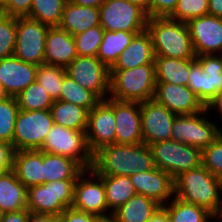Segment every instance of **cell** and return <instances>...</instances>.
Returning a JSON list of instances; mask_svg holds the SVG:
<instances>
[{
    "label": "cell",
    "mask_w": 222,
    "mask_h": 222,
    "mask_svg": "<svg viewBox=\"0 0 222 222\" xmlns=\"http://www.w3.org/2000/svg\"><path fill=\"white\" fill-rule=\"evenodd\" d=\"M156 168L149 146L145 143L110 144L93 154L92 170L98 175L131 176Z\"/></svg>",
    "instance_id": "6da1fadb"
},
{
    "label": "cell",
    "mask_w": 222,
    "mask_h": 222,
    "mask_svg": "<svg viewBox=\"0 0 222 222\" xmlns=\"http://www.w3.org/2000/svg\"><path fill=\"white\" fill-rule=\"evenodd\" d=\"M222 180L202 164L181 173L174 179V196L186 203L206 209L216 219L222 220ZM218 217V218H217Z\"/></svg>",
    "instance_id": "7a4b0ae2"
},
{
    "label": "cell",
    "mask_w": 222,
    "mask_h": 222,
    "mask_svg": "<svg viewBox=\"0 0 222 222\" xmlns=\"http://www.w3.org/2000/svg\"><path fill=\"white\" fill-rule=\"evenodd\" d=\"M146 30L152 37L155 56L196 59L186 23L169 17H149Z\"/></svg>",
    "instance_id": "3957f363"
},
{
    "label": "cell",
    "mask_w": 222,
    "mask_h": 222,
    "mask_svg": "<svg viewBox=\"0 0 222 222\" xmlns=\"http://www.w3.org/2000/svg\"><path fill=\"white\" fill-rule=\"evenodd\" d=\"M155 88V64L132 69H110V98L142 103L154 99Z\"/></svg>",
    "instance_id": "277c9868"
},
{
    "label": "cell",
    "mask_w": 222,
    "mask_h": 222,
    "mask_svg": "<svg viewBox=\"0 0 222 222\" xmlns=\"http://www.w3.org/2000/svg\"><path fill=\"white\" fill-rule=\"evenodd\" d=\"M76 180H58L27 189V210L38 214L60 215L72 207Z\"/></svg>",
    "instance_id": "5b68a950"
},
{
    "label": "cell",
    "mask_w": 222,
    "mask_h": 222,
    "mask_svg": "<svg viewBox=\"0 0 222 222\" xmlns=\"http://www.w3.org/2000/svg\"><path fill=\"white\" fill-rule=\"evenodd\" d=\"M155 166L173 179L202 164V150L176 140L159 141L148 145Z\"/></svg>",
    "instance_id": "8992f818"
},
{
    "label": "cell",
    "mask_w": 222,
    "mask_h": 222,
    "mask_svg": "<svg viewBox=\"0 0 222 222\" xmlns=\"http://www.w3.org/2000/svg\"><path fill=\"white\" fill-rule=\"evenodd\" d=\"M75 160L84 170L91 169L93 153L90 151L86 131H76L54 124L40 149Z\"/></svg>",
    "instance_id": "52a82bcc"
},
{
    "label": "cell",
    "mask_w": 222,
    "mask_h": 222,
    "mask_svg": "<svg viewBox=\"0 0 222 222\" xmlns=\"http://www.w3.org/2000/svg\"><path fill=\"white\" fill-rule=\"evenodd\" d=\"M187 86L206 107L222 90V55L196 56L190 64Z\"/></svg>",
    "instance_id": "ba28073f"
},
{
    "label": "cell",
    "mask_w": 222,
    "mask_h": 222,
    "mask_svg": "<svg viewBox=\"0 0 222 222\" xmlns=\"http://www.w3.org/2000/svg\"><path fill=\"white\" fill-rule=\"evenodd\" d=\"M54 125L51 110H19L13 134V150H40Z\"/></svg>",
    "instance_id": "9c48e42d"
},
{
    "label": "cell",
    "mask_w": 222,
    "mask_h": 222,
    "mask_svg": "<svg viewBox=\"0 0 222 222\" xmlns=\"http://www.w3.org/2000/svg\"><path fill=\"white\" fill-rule=\"evenodd\" d=\"M208 110L190 114L176 115L172 125L171 140L196 147L200 150L208 147L222 133L220 128L207 119ZM206 113V114H205Z\"/></svg>",
    "instance_id": "30bf717a"
},
{
    "label": "cell",
    "mask_w": 222,
    "mask_h": 222,
    "mask_svg": "<svg viewBox=\"0 0 222 222\" xmlns=\"http://www.w3.org/2000/svg\"><path fill=\"white\" fill-rule=\"evenodd\" d=\"M100 25L107 31L142 32L148 16L138 5L127 0H106L99 7Z\"/></svg>",
    "instance_id": "8fae6325"
},
{
    "label": "cell",
    "mask_w": 222,
    "mask_h": 222,
    "mask_svg": "<svg viewBox=\"0 0 222 222\" xmlns=\"http://www.w3.org/2000/svg\"><path fill=\"white\" fill-rule=\"evenodd\" d=\"M66 74L80 86L105 100L110 92V69L97 57L77 56L66 68Z\"/></svg>",
    "instance_id": "7c38bea8"
},
{
    "label": "cell",
    "mask_w": 222,
    "mask_h": 222,
    "mask_svg": "<svg viewBox=\"0 0 222 222\" xmlns=\"http://www.w3.org/2000/svg\"><path fill=\"white\" fill-rule=\"evenodd\" d=\"M50 27L29 17H17L14 56L37 66L44 64L46 35Z\"/></svg>",
    "instance_id": "4fadbf2b"
},
{
    "label": "cell",
    "mask_w": 222,
    "mask_h": 222,
    "mask_svg": "<svg viewBox=\"0 0 222 222\" xmlns=\"http://www.w3.org/2000/svg\"><path fill=\"white\" fill-rule=\"evenodd\" d=\"M90 175L93 177L91 178ZM87 176L90 177L87 178ZM72 207L98 218L111 216V214H108L110 210L108 209L106 201V191L103 180L92 169H85L76 179Z\"/></svg>",
    "instance_id": "5bb4252c"
},
{
    "label": "cell",
    "mask_w": 222,
    "mask_h": 222,
    "mask_svg": "<svg viewBox=\"0 0 222 222\" xmlns=\"http://www.w3.org/2000/svg\"><path fill=\"white\" fill-rule=\"evenodd\" d=\"M115 130L113 98L108 97L88 112L86 138L90 151L94 154L106 145L115 144Z\"/></svg>",
    "instance_id": "9a60e30c"
},
{
    "label": "cell",
    "mask_w": 222,
    "mask_h": 222,
    "mask_svg": "<svg viewBox=\"0 0 222 222\" xmlns=\"http://www.w3.org/2000/svg\"><path fill=\"white\" fill-rule=\"evenodd\" d=\"M140 109L143 142L150 145L171 140L176 115L155 99L142 102Z\"/></svg>",
    "instance_id": "2e32d148"
},
{
    "label": "cell",
    "mask_w": 222,
    "mask_h": 222,
    "mask_svg": "<svg viewBox=\"0 0 222 222\" xmlns=\"http://www.w3.org/2000/svg\"><path fill=\"white\" fill-rule=\"evenodd\" d=\"M186 24L196 56L222 54V18L205 15Z\"/></svg>",
    "instance_id": "e0dca14e"
},
{
    "label": "cell",
    "mask_w": 222,
    "mask_h": 222,
    "mask_svg": "<svg viewBox=\"0 0 222 222\" xmlns=\"http://www.w3.org/2000/svg\"><path fill=\"white\" fill-rule=\"evenodd\" d=\"M141 103L113 99L115 116V144L131 145L143 142Z\"/></svg>",
    "instance_id": "ac0fdd59"
},
{
    "label": "cell",
    "mask_w": 222,
    "mask_h": 222,
    "mask_svg": "<svg viewBox=\"0 0 222 222\" xmlns=\"http://www.w3.org/2000/svg\"><path fill=\"white\" fill-rule=\"evenodd\" d=\"M154 99L175 115H190L205 109L188 86L156 83Z\"/></svg>",
    "instance_id": "d6986e66"
},
{
    "label": "cell",
    "mask_w": 222,
    "mask_h": 222,
    "mask_svg": "<svg viewBox=\"0 0 222 222\" xmlns=\"http://www.w3.org/2000/svg\"><path fill=\"white\" fill-rule=\"evenodd\" d=\"M38 66L10 56L0 60V84L8 97H17L36 81Z\"/></svg>",
    "instance_id": "ffe728a7"
},
{
    "label": "cell",
    "mask_w": 222,
    "mask_h": 222,
    "mask_svg": "<svg viewBox=\"0 0 222 222\" xmlns=\"http://www.w3.org/2000/svg\"><path fill=\"white\" fill-rule=\"evenodd\" d=\"M130 179L137 194L152 198L161 206L174 196V179L157 167L147 172H137Z\"/></svg>",
    "instance_id": "44dd1931"
},
{
    "label": "cell",
    "mask_w": 222,
    "mask_h": 222,
    "mask_svg": "<svg viewBox=\"0 0 222 222\" xmlns=\"http://www.w3.org/2000/svg\"><path fill=\"white\" fill-rule=\"evenodd\" d=\"M72 35L58 27H50L46 35L44 64L66 68L76 57Z\"/></svg>",
    "instance_id": "7402d4cb"
},
{
    "label": "cell",
    "mask_w": 222,
    "mask_h": 222,
    "mask_svg": "<svg viewBox=\"0 0 222 222\" xmlns=\"http://www.w3.org/2000/svg\"><path fill=\"white\" fill-rule=\"evenodd\" d=\"M154 61L152 37L147 30H144L133 37L110 69H132L145 64H154Z\"/></svg>",
    "instance_id": "603a6c76"
},
{
    "label": "cell",
    "mask_w": 222,
    "mask_h": 222,
    "mask_svg": "<svg viewBox=\"0 0 222 222\" xmlns=\"http://www.w3.org/2000/svg\"><path fill=\"white\" fill-rule=\"evenodd\" d=\"M12 170L17 179L28 189L45 184L43 175V152L41 150H18L13 152Z\"/></svg>",
    "instance_id": "cb8c5ba5"
},
{
    "label": "cell",
    "mask_w": 222,
    "mask_h": 222,
    "mask_svg": "<svg viewBox=\"0 0 222 222\" xmlns=\"http://www.w3.org/2000/svg\"><path fill=\"white\" fill-rule=\"evenodd\" d=\"M100 25L99 8L79 6L67 0L59 27L75 36Z\"/></svg>",
    "instance_id": "d4e9b609"
},
{
    "label": "cell",
    "mask_w": 222,
    "mask_h": 222,
    "mask_svg": "<svg viewBox=\"0 0 222 222\" xmlns=\"http://www.w3.org/2000/svg\"><path fill=\"white\" fill-rule=\"evenodd\" d=\"M27 188L17 179L15 172L0 174V211L2 214L27 209Z\"/></svg>",
    "instance_id": "484cf974"
},
{
    "label": "cell",
    "mask_w": 222,
    "mask_h": 222,
    "mask_svg": "<svg viewBox=\"0 0 222 222\" xmlns=\"http://www.w3.org/2000/svg\"><path fill=\"white\" fill-rule=\"evenodd\" d=\"M161 207L154 199L136 194L116 209L112 217L116 222H148Z\"/></svg>",
    "instance_id": "4316f807"
},
{
    "label": "cell",
    "mask_w": 222,
    "mask_h": 222,
    "mask_svg": "<svg viewBox=\"0 0 222 222\" xmlns=\"http://www.w3.org/2000/svg\"><path fill=\"white\" fill-rule=\"evenodd\" d=\"M194 60L155 56L156 83H172L187 86L190 64Z\"/></svg>",
    "instance_id": "83f0119b"
},
{
    "label": "cell",
    "mask_w": 222,
    "mask_h": 222,
    "mask_svg": "<svg viewBox=\"0 0 222 222\" xmlns=\"http://www.w3.org/2000/svg\"><path fill=\"white\" fill-rule=\"evenodd\" d=\"M84 169L73 159L43 152V177L45 183L58 180H76Z\"/></svg>",
    "instance_id": "f1b7e54d"
},
{
    "label": "cell",
    "mask_w": 222,
    "mask_h": 222,
    "mask_svg": "<svg viewBox=\"0 0 222 222\" xmlns=\"http://www.w3.org/2000/svg\"><path fill=\"white\" fill-rule=\"evenodd\" d=\"M54 124L76 131H86L88 111L67 101L56 100L51 106Z\"/></svg>",
    "instance_id": "f546056e"
},
{
    "label": "cell",
    "mask_w": 222,
    "mask_h": 222,
    "mask_svg": "<svg viewBox=\"0 0 222 222\" xmlns=\"http://www.w3.org/2000/svg\"><path fill=\"white\" fill-rule=\"evenodd\" d=\"M138 33L140 32L104 30L103 40L97 52V58L110 69L118 59V56Z\"/></svg>",
    "instance_id": "4dcf8cb0"
},
{
    "label": "cell",
    "mask_w": 222,
    "mask_h": 222,
    "mask_svg": "<svg viewBox=\"0 0 222 222\" xmlns=\"http://www.w3.org/2000/svg\"><path fill=\"white\" fill-rule=\"evenodd\" d=\"M106 191L108 209L113 212L137 194L129 176L99 175Z\"/></svg>",
    "instance_id": "1f68e13d"
},
{
    "label": "cell",
    "mask_w": 222,
    "mask_h": 222,
    "mask_svg": "<svg viewBox=\"0 0 222 222\" xmlns=\"http://www.w3.org/2000/svg\"><path fill=\"white\" fill-rule=\"evenodd\" d=\"M171 201V202H170ZM169 203L162 205L171 222H209L215 217L196 204L186 203L173 196Z\"/></svg>",
    "instance_id": "d6a6232c"
},
{
    "label": "cell",
    "mask_w": 222,
    "mask_h": 222,
    "mask_svg": "<svg viewBox=\"0 0 222 222\" xmlns=\"http://www.w3.org/2000/svg\"><path fill=\"white\" fill-rule=\"evenodd\" d=\"M67 0H32L29 18L35 19L48 27L60 25Z\"/></svg>",
    "instance_id": "836d02e7"
},
{
    "label": "cell",
    "mask_w": 222,
    "mask_h": 222,
    "mask_svg": "<svg viewBox=\"0 0 222 222\" xmlns=\"http://www.w3.org/2000/svg\"><path fill=\"white\" fill-rule=\"evenodd\" d=\"M58 100L81 106L88 112L101 101L93 92L80 86L68 75L64 77Z\"/></svg>",
    "instance_id": "e575fe53"
},
{
    "label": "cell",
    "mask_w": 222,
    "mask_h": 222,
    "mask_svg": "<svg viewBox=\"0 0 222 222\" xmlns=\"http://www.w3.org/2000/svg\"><path fill=\"white\" fill-rule=\"evenodd\" d=\"M65 68L61 66L41 64L37 68L36 82L49 94L53 101L58 100L64 77Z\"/></svg>",
    "instance_id": "d590c367"
},
{
    "label": "cell",
    "mask_w": 222,
    "mask_h": 222,
    "mask_svg": "<svg viewBox=\"0 0 222 222\" xmlns=\"http://www.w3.org/2000/svg\"><path fill=\"white\" fill-rule=\"evenodd\" d=\"M16 99L19 109L25 111L50 110L54 102L36 81L24 89Z\"/></svg>",
    "instance_id": "8d00e7d4"
},
{
    "label": "cell",
    "mask_w": 222,
    "mask_h": 222,
    "mask_svg": "<svg viewBox=\"0 0 222 222\" xmlns=\"http://www.w3.org/2000/svg\"><path fill=\"white\" fill-rule=\"evenodd\" d=\"M16 97H7L0 100V142L12 145L17 114L19 112Z\"/></svg>",
    "instance_id": "74e56055"
},
{
    "label": "cell",
    "mask_w": 222,
    "mask_h": 222,
    "mask_svg": "<svg viewBox=\"0 0 222 222\" xmlns=\"http://www.w3.org/2000/svg\"><path fill=\"white\" fill-rule=\"evenodd\" d=\"M103 35L104 29L101 25H98L73 36L77 55L97 57V52L103 40Z\"/></svg>",
    "instance_id": "f35d334b"
},
{
    "label": "cell",
    "mask_w": 222,
    "mask_h": 222,
    "mask_svg": "<svg viewBox=\"0 0 222 222\" xmlns=\"http://www.w3.org/2000/svg\"><path fill=\"white\" fill-rule=\"evenodd\" d=\"M17 17L0 13V60L14 55Z\"/></svg>",
    "instance_id": "ab89813d"
},
{
    "label": "cell",
    "mask_w": 222,
    "mask_h": 222,
    "mask_svg": "<svg viewBox=\"0 0 222 222\" xmlns=\"http://www.w3.org/2000/svg\"><path fill=\"white\" fill-rule=\"evenodd\" d=\"M205 15H209L208 0H178L177 6L169 18L187 23Z\"/></svg>",
    "instance_id": "60d3db41"
},
{
    "label": "cell",
    "mask_w": 222,
    "mask_h": 222,
    "mask_svg": "<svg viewBox=\"0 0 222 222\" xmlns=\"http://www.w3.org/2000/svg\"><path fill=\"white\" fill-rule=\"evenodd\" d=\"M202 165L222 180V133L202 150Z\"/></svg>",
    "instance_id": "b9f144b4"
},
{
    "label": "cell",
    "mask_w": 222,
    "mask_h": 222,
    "mask_svg": "<svg viewBox=\"0 0 222 222\" xmlns=\"http://www.w3.org/2000/svg\"><path fill=\"white\" fill-rule=\"evenodd\" d=\"M32 0H6L0 12L13 17H27L30 14Z\"/></svg>",
    "instance_id": "7bdbcfd3"
},
{
    "label": "cell",
    "mask_w": 222,
    "mask_h": 222,
    "mask_svg": "<svg viewBox=\"0 0 222 222\" xmlns=\"http://www.w3.org/2000/svg\"><path fill=\"white\" fill-rule=\"evenodd\" d=\"M177 4L178 0H150V17H169Z\"/></svg>",
    "instance_id": "ee69618b"
},
{
    "label": "cell",
    "mask_w": 222,
    "mask_h": 222,
    "mask_svg": "<svg viewBox=\"0 0 222 222\" xmlns=\"http://www.w3.org/2000/svg\"><path fill=\"white\" fill-rule=\"evenodd\" d=\"M98 219V217L92 214L75 209L73 207L65 209L59 215V222H96Z\"/></svg>",
    "instance_id": "f6af8a7d"
},
{
    "label": "cell",
    "mask_w": 222,
    "mask_h": 222,
    "mask_svg": "<svg viewBox=\"0 0 222 222\" xmlns=\"http://www.w3.org/2000/svg\"><path fill=\"white\" fill-rule=\"evenodd\" d=\"M13 152L12 145L0 142V174L12 169Z\"/></svg>",
    "instance_id": "bcb514c9"
},
{
    "label": "cell",
    "mask_w": 222,
    "mask_h": 222,
    "mask_svg": "<svg viewBox=\"0 0 222 222\" xmlns=\"http://www.w3.org/2000/svg\"><path fill=\"white\" fill-rule=\"evenodd\" d=\"M30 212L27 209L4 213L0 222H28Z\"/></svg>",
    "instance_id": "7dc6e473"
},
{
    "label": "cell",
    "mask_w": 222,
    "mask_h": 222,
    "mask_svg": "<svg viewBox=\"0 0 222 222\" xmlns=\"http://www.w3.org/2000/svg\"><path fill=\"white\" fill-rule=\"evenodd\" d=\"M28 222H59L58 215L38 214L30 212Z\"/></svg>",
    "instance_id": "c3c4849f"
},
{
    "label": "cell",
    "mask_w": 222,
    "mask_h": 222,
    "mask_svg": "<svg viewBox=\"0 0 222 222\" xmlns=\"http://www.w3.org/2000/svg\"><path fill=\"white\" fill-rule=\"evenodd\" d=\"M209 15L222 18V0H208Z\"/></svg>",
    "instance_id": "681fc988"
},
{
    "label": "cell",
    "mask_w": 222,
    "mask_h": 222,
    "mask_svg": "<svg viewBox=\"0 0 222 222\" xmlns=\"http://www.w3.org/2000/svg\"><path fill=\"white\" fill-rule=\"evenodd\" d=\"M208 111L210 109L219 111L222 117V90L219 91L211 102L205 107Z\"/></svg>",
    "instance_id": "f907efd6"
},
{
    "label": "cell",
    "mask_w": 222,
    "mask_h": 222,
    "mask_svg": "<svg viewBox=\"0 0 222 222\" xmlns=\"http://www.w3.org/2000/svg\"><path fill=\"white\" fill-rule=\"evenodd\" d=\"M148 222H171L166 211L161 207Z\"/></svg>",
    "instance_id": "816d5d0a"
},
{
    "label": "cell",
    "mask_w": 222,
    "mask_h": 222,
    "mask_svg": "<svg viewBox=\"0 0 222 222\" xmlns=\"http://www.w3.org/2000/svg\"><path fill=\"white\" fill-rule=\"evenodd\" d=\"M79 6H89L99 8L106 0H70Z\"/></svg>",
    "instance_id": "f5cc1de1"
},
{
    "label": "cell",
    "mask_w": 222,
    "mask_h": 222,
    "mask_svg": "<svg viewBox=\"0 0 222 222\" xmlns=\"http://www.w3.org/2000/svg\"><path fill=\"white\" fill-rule=\"evenodd\" d=\"M133 4L138 5L141 9H143L148 18L150 17V0H127Z\"/></svg>",
    "instance_id": "db71d44e"
},
{
    "label": "cell",
    "mask_w": 222,
    "mask_h": 222,
    "mask_svg": "<svg viewBox=\"0 0 222 222\" xmlns=\"http://www.w3.org/2000/svg\"><path fill=\"white\" fill-rule=\"evenodd\" d=\"M96 222H116L112 216L99 218Z\"/></svg>",
    "instance_id": "11a10c76"
},
{
    "label": "cell",
    "mask_w": 222,
    "mask_h": 222,
    "mask_svg": "<svg viewBox=\"0 0 222 222\" xmlns=\"http://www.w3.org/2000/svg\"><path fill=\"white\" fill-rule=\"evenodd\" d=\"M7 97L8 96H7L6 92L4 91L3 87L0 84V100L5 99Z\"/></svg>",
    "instance_id": "9f6ffc18"
},
{
    "label": "cell",
    "mask_w": 222,
    "mask_h": 222,
    "mask_svg": "<svg viewBox=\"0 0 222 222\" xmlns=\"http://www.w3.org/2000/svg\"><path fill=\"white\" fill-rule=\"evenodd\" d=\"M5 2H6V0H0V12L3 10V8L5 6Z\"/></svg>",
    "instance_id": "6f0895ef"
}]
</instances>
